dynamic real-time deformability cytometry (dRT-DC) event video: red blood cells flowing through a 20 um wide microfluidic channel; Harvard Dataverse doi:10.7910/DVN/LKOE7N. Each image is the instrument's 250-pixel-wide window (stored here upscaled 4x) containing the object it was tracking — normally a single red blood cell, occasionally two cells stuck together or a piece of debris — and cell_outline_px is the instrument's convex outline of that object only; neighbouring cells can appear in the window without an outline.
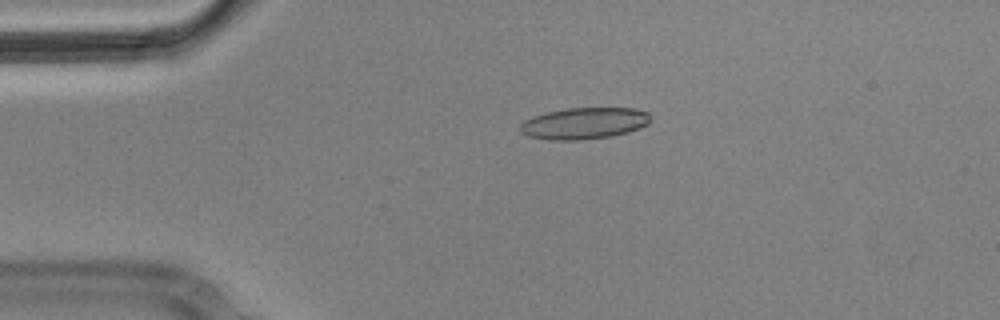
{"species": "Egyptian fruit bat (a non-hibernating species)", "species_latin": "Rousettus aegyptiacus", "temperature_condition": "cold", "stored_images_in_passage": 3, "camera_frame_rate_fps": 3000, "um_per_image_px": 0.085, "animal": {"sex": "male"}, "frame": {"image": 1, "passage_image": 2, "time_ms": 0.333, "image_size_px": [1000, 320], "cell_outline_px": [[652, 120], [648, 124], [640, 128], [628, 132], [612, 136], [580, 140], [548, 140], [528, 136], [520, 132], [520, 124], [524, 120], [532, 116], [548, 112], [568, 108], [636, 108], [648, 112], [652, 116]], "centroid_in_image_um": [49.68, 10.48], "position_along_channel_um": 35.3, "area_um2": 24.22}}